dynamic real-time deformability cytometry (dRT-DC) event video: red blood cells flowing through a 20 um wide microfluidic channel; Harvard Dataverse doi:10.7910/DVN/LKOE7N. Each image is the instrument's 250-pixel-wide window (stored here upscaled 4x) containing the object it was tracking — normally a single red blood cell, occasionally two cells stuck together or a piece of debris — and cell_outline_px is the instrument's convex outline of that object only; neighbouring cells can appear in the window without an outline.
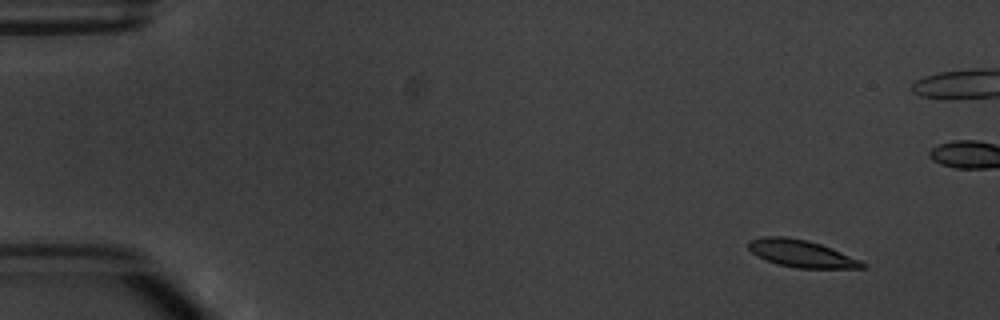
{"species": "common noctule bat (a hibernating species)", "species_latin": "Nyctalus noctula", "temperature_condition": "warm", "stored_images_in_passage": 4, "camera_frame_rate_fps": 3000, "um_per_image_px": 0.085, "animal": {"sex": "male", "body_mass_g": 20.1, "forearm_length_mm": 53.5}, "frame": {"image": 1, "passage_image": 1, "time_ms": 0.0, "image_size_px": [1000, 320], "cell_outline_px": [[868, 268], [796, 268], [776, 264], [764, 260], [752, 252], [748, 248], [748, 240], [764, 236], [784, 236], [808, 240], [832, 248], [860, 260], [868, 264]], "centroid_in_image_um": [68.11, 21.55], "position_along_channel_um": 16.9, "area_um2": 18.26}}